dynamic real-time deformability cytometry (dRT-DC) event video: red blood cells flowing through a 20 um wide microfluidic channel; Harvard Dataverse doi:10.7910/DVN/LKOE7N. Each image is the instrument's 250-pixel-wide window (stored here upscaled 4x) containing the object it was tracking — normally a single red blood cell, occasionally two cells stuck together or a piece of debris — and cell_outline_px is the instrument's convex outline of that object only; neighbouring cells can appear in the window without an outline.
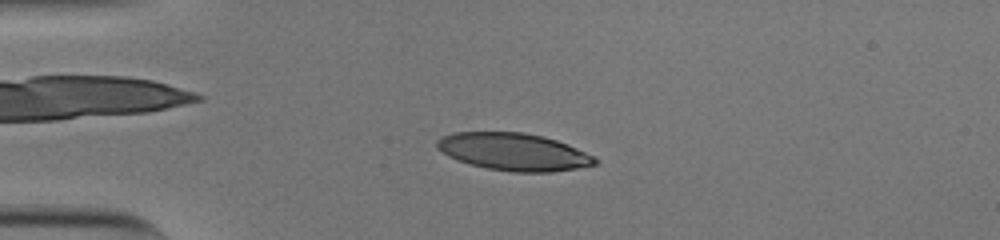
{"species": "human", "species_latin": "Homo sapiens", "temperature_condition": "cold", "stored_images_in_passage": 53, "camera_frame_rate_fps": 3000, "um_per_image_px": 0.085, "donor": {"sex": "male"}, "frame": {"image": 1, "passage_image": 13, "time_ms": 4.0, "image_size_px": [1000, 240], "cell_outline_px": [[600, 160], [596, 164], [576, 168], [552, 172], [512, 172], [488, 168], [472, 164], [448, 156], [436, 148], [436, 140], [440, 136], [452, 132], [524, 132], [544, 136], [568, 144], [596, 156]], "centroid_in_image_um": [43.68, 12.89], "position_along_channel_um": 41.3, "area_um2": 34.62}}
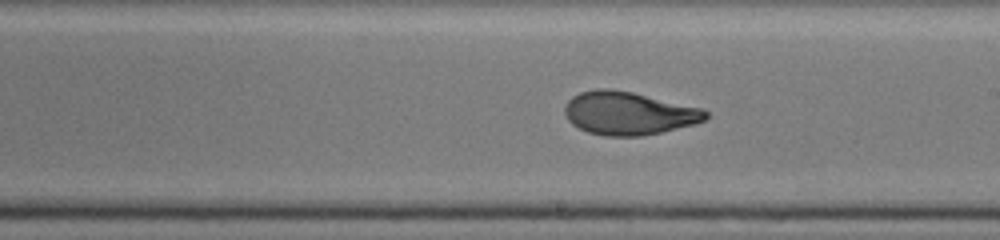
{"frame": {"image": 2, "passage_image": 31, "time_ms": 10.0, "image_size_px": [1000, 240], "cell_outline_px": [[708, 116], [704, 120], [696, 124], [660, 132], [640, 136], [604, 136], [588, 132], [572, 124], [568, 120], [564, 112], [564, 104], [572, 96], [580, 92], [596, 88], [612, 88], [632, 92], [704, 108], [708, 112]], "centroid_in_image_um": [53.42, 9.61], "position_along_channel_um": 235.6, "area_um2": 35.66}}
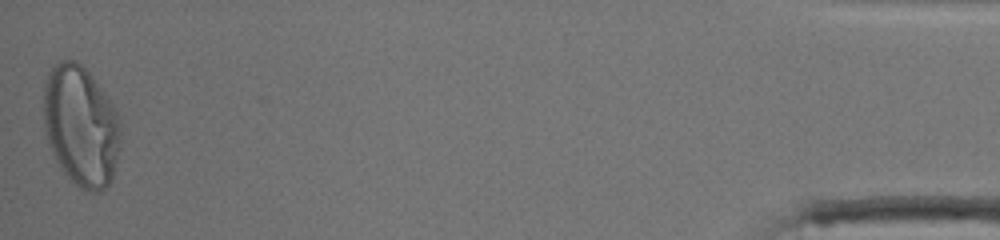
{"frame": {"image": 3, "passage_image": 53, "time_ms": 17.333, "image_size_px": [1000, 240], "cell_outline_px": [[120, 148], [112, 180], [100, 192], [88, 192], [80, 188], [68, 180], [60, 168], [48, 144], [44, 128], [44, 84], [48, 72], [56, 64], [64, 60], [76, 60], [92, 76], [112, 104], [120, 120]], "centroid_in_image_um": [6.87, 10.75], "position_along_channel_um": 428.3, "area_um2": 54.39}, "authors_computed_cell_mechanics": {"area_um2": 35.3736, "velocity_mm_per_s": 3.8093, "shape_relaxation_time_tau1_ms": 5.6813, "shape_relaxation_time_tau2_ms": 0.9232, "deformation_change_tau1": 0.223, "deformation_change_tau2": 0.0675}}